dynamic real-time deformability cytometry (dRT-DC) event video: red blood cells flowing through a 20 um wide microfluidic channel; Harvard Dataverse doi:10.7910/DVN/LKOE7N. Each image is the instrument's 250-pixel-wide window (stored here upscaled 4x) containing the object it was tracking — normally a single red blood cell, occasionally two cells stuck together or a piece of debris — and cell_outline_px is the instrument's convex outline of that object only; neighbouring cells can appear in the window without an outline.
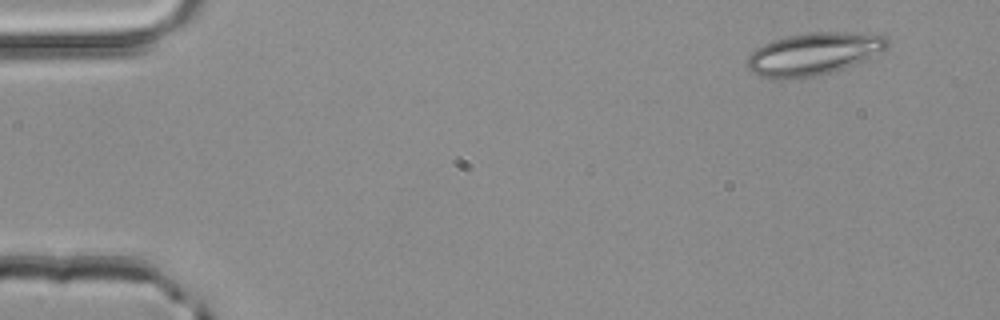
{"species": "common noctule bat (a hibernating species)", "species_latin": "Nyctalus noctula", "temperature_condition": "room temperature", "stored_images_in_passage": 3, "camera_frame_rate_fps": 3000, "um_per_image_px": 0.085, "animal": {"sex": "male", "body_mass_g": 20.4}, "frame": {"image": 1, "passage_image": 1, "time_ms": 0.0, "image_size_px": [1000, 320], "cell_outline_px": [[888, 48], [864, 60], [844, 68], [832, 72], [800, 80], [760, 76], [752, 72], [748, 68], [748, 56], [756, 48], [764, 44], [788, 36], [808, 32], [876, 32], [888, 36]], "centroid_in_image_um": [69.23, 4.57], "position_along_channel_um": 15.8, "area_um2": 34.91}}